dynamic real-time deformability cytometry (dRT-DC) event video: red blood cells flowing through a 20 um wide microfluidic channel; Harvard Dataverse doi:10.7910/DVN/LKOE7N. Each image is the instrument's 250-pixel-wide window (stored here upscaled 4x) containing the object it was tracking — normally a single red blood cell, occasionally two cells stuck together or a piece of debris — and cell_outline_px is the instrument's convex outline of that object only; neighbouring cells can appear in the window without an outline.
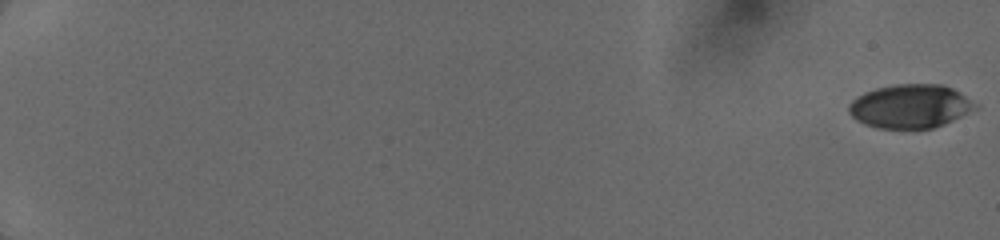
{"species": "human", "species_latin": "Homo sapiens", "temperature_condition": "cold", "stored_images_in_passage": 55, "camera_frame_rate_fps": 3000, "um_per_image_px": 0.085, "donor": {"sex": "female"}, "frame": {"image": 1, "passage_image": 1, "time_ms": 0.0, "image_size_px": [1000, 240], "cell_outline_px": [[980, 104], [976, 108], [944, 124], [932, 128], [876, 128], [864, 124], [856, 120], [848, 112], [848, 104], [856, 96], [864, 92], [876, 88], [896, 84], [940, 84], [952, 88], [960, 92]], "centroid_in_image_um": [77.35, 9.02], "position_along_channel_um": 7.6, "area_um2": 32.31}}
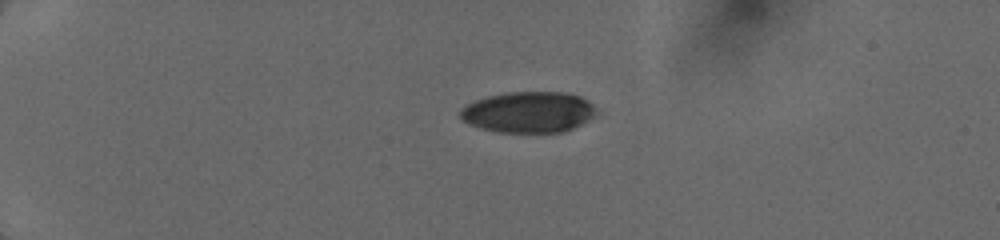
{"frame": {"image": 2, "passage_image": 31, "time_ms": 4.667, "image_size_px": [1000, 240], "cell_outline_px": [[596, 116], [564, 132], [496, 132], [480, 128], [468, 124], [460, 120], [460, 108], [464, 104], [488, 96], [508, 92], [564, 92], [580, 96], [588, 100], [596, 108]], "centroid_in_image_um": [44.89, 9.53], "position_along_channel_um": 40.1, "area_um2": 32.77}}